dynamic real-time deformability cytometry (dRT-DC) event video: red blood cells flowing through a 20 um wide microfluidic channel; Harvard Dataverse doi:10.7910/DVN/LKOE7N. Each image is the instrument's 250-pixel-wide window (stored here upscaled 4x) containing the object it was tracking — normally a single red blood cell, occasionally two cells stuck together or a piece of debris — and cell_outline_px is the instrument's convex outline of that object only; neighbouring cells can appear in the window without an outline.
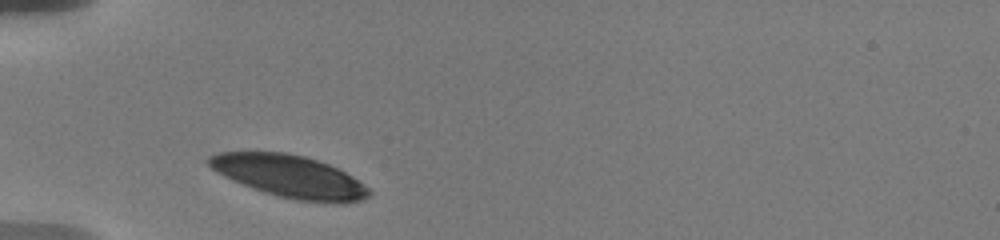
{"species": "human", "species_latin": "Homo sapiens", "temperature_condition": "warm", "stored_images_in_passage": 20, "camera_frame_rate_fps": 3000, "um_per_image_px": 0.085, "donor": {"sex": "male"}, "frame": {"image": 1, "passage_image": 1, "time_ms": 0.0, "image_size_px": [1000, 240], "cell_outline_px": [[372, 192], [368, 196], [360, 200], [344, 204], [296, 200], [264, 192], [252, 188], [232, 180], [216, 172], [208, 164], [208, 156], [220, 152], [288, 152], [304, 156], [328, 164], [352, 176], [364, 184]], "centroid_in_image_um": [24.62, 14.99], "position_along_channel_um": 60.4, "area_um2": 39.36}}
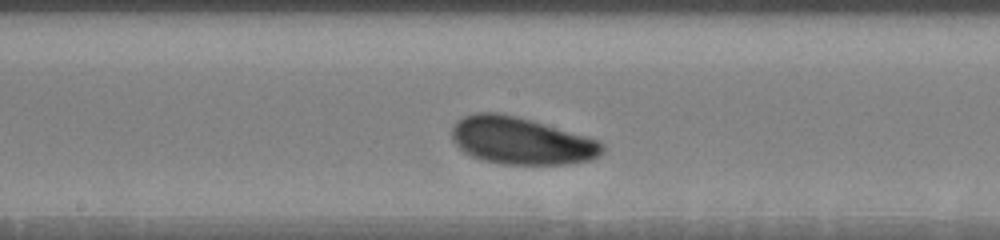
{"frame": {"image": 2, "passage_image": 9, "time_ms": 4.333, "image_size_px": [1000, 240], "cell_outline_px": [[604, 152], [600, 156], [592, 160], [568, 164], [504, 164], [480, 160], [464, 152], [452, 140], [452, 128], [456, 120], [464, 116], [476, 112], [496, 112], [516, 116], [600, 140], [604, 144]], "centroid_in_image_um": [44.31, 11.97], "position_along_channel_um": 203.9, "area_um2": 41.56}}
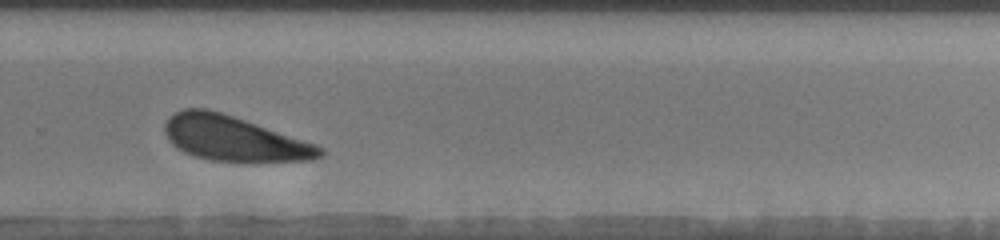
{"frame": {"image": 3, "passage_image": 15, "time_ms": 7.333, "image_size_px": [1000, 240], "cell_outline_px": [[324, 156], [312, 160], [252, 164], [248, 164], [212, 160], [196, 156], [176, 148], [168, 140], [164, 132], [164, 124], [168, 116], [184, 108], [208, 108], [256, 124], [324, 148]], "centroid_in_image_um": [19.87, 11.82], "position_along_channel_um": 309.9, "area_um2": 41.1}, "authors_computed_cell_mechanics": {"area_um2": 41.0958, "velocity_mm_per_s": 3.5479, "shape_relaxation_time_tau1_ms": 1.4063, "shape_relaxation_time_tau2_ms": null, "deformation_change_tau1": 0.0699, "deformation_change_tau2": null}}